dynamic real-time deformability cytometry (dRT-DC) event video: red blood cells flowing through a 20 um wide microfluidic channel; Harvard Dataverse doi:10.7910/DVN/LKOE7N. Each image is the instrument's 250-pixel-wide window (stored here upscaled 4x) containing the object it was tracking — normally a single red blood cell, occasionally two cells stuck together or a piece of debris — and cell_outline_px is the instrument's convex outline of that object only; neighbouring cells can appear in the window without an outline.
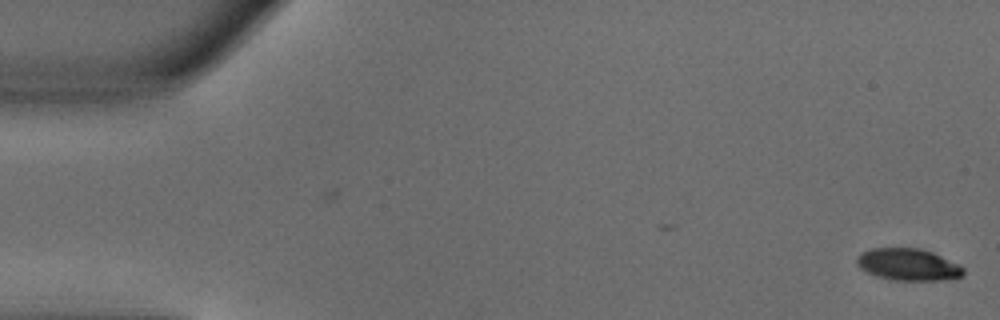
{"species": "common noctule bat (a hibernating species)", "species_latin": "Nyctalus noctula", "temperature_condition": "warm", "stored_images_in_passage": 5, "camera_frame_rate_fps": 3000, "um_per_image_px": 0.085, "animal": {"sex": "male", "body_mass_g": 18.8}, "frame": {"image": 1, "passage_image": 5, "time_ms": 1.333, "image_size_px": [1000, 320], "cell_outline_px": [[964, 276], [952, 280], [888, 280], [876, 276], [860, 268], [856, 264], [856, 256], [860, 252], [872, 248], [920, 248], [932, 252], [960, 264], [964, 268]], "centroid_in_image_um": [77.21, 22.49], "position_along_channel_um": 7.8, "area_um2": 20.23}}